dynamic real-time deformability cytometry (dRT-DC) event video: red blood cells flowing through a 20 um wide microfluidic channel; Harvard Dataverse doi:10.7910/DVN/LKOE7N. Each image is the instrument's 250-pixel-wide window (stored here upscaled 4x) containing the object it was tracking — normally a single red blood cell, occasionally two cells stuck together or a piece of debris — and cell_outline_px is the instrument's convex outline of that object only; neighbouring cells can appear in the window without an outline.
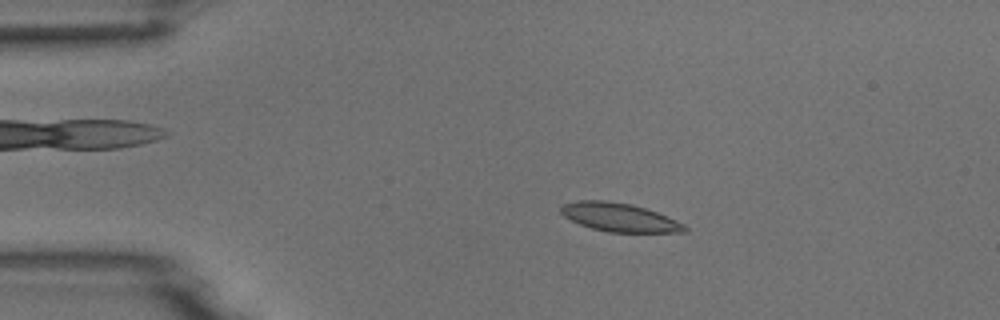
{"species": "common noctule bat (a hibernating species)", "species_latin": "Nyctalus noctula", "temperature_condition": "room temperature", "stored_images_in_passage": 5, "camera_frame_rate_fps": 3000, "um_per_image_px": 0.085, "animal": {"sex": "male", "body_mass_g": 18.8}, "frame": {"image": 1, "passage_image": 3, "time_ms": 2.333, "image_size_px": [1000, 320], "cell_outline_px": [[688, 232], [608, 232], [592, 228], [580, 224], [564, 216], [560, 212], [560, 208], [564, 204], [576, 200], [608, 200], [632, 204], [656, 212], [676, 220], [684, 224], [688, 228]], "centroid_in_image_um": [52.65, 18.47], "position_along_channel_um": 32.4, "area_um2": 20.52}}
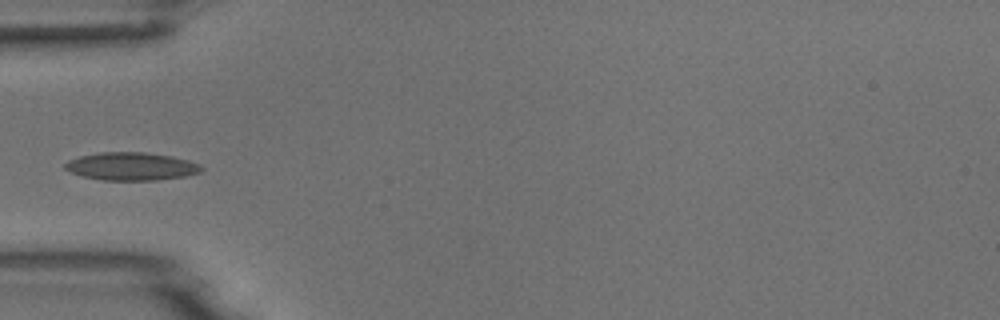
{"frame": {"image": 2, "passage_image": 5, "time_ms": 4.667, "image_size_px": [1000, 320], "cell_outline_px": [[204, 168], [200, 172], [184, 176], [156, 180], [100, 180], [84, 176], [72, 172], [64, 168], [64, 164], [68, 160], [80, 156], [100, 152], [144, 152], [172, 156], [188, 160], [200, 164]], "centroid_in_image_um": [11.17, 14.13], "position_along_channel_um": 73.8, "area_um2": 22.14}}